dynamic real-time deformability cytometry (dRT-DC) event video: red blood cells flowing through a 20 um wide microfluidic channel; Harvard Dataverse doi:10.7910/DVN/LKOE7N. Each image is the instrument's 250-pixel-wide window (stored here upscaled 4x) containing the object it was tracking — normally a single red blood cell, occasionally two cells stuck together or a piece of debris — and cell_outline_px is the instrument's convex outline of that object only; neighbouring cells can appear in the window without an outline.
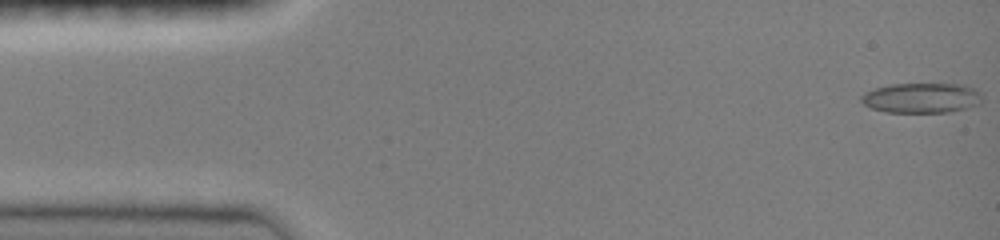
{"species": "common noctule bat (a hibernating species)", "species_latin": "Nyctalus noctula", "temperature_condition": "room temperature", "stored_images_in_passage": 47, "camera_frame_rate_fps": 3000, "um_per_image_px": 0.085, "animal": {"sex": "female", "body_mass_g": 19.0, "forearm_length_mm": 51.5}, "frame": {"image": 1, "passage_image": 1, "time_ms": 0.0, "image_size_px": [1000, 240], "cell_outline_px": [[980, 104], [968, 108], [948, 112], [884, 112], [872, 108], [864, 104], [860, 100], [860, 96], [864, 92], [876, 88], [892, 84], [964, 84], [980, 92]], "centroid_in_image_um": [78.32, 8.32], "position_along_channel_um": 6.7, "area_um2": 21.15}}
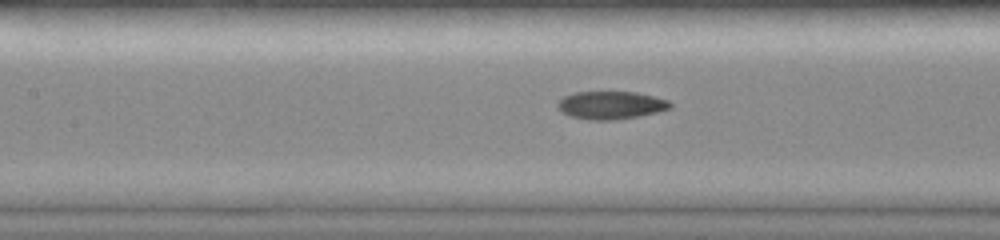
{"frame": {"image": 2, "passage_image": 21, "time_ms": 6.667, "image_size_px": [1000, 240], "cell_outline_px": [[672, 108], [640, 116], [616, 120], [592, 120], [572, 116], [560, 112], [556, 104], [564, 96], [576, 92], [636, 92], [668, 100], [672, 104]], "centroid_in_image_um": [51.93, 8.94], "position_along_channel_um": 155.5, "area_um2": 18.26}}
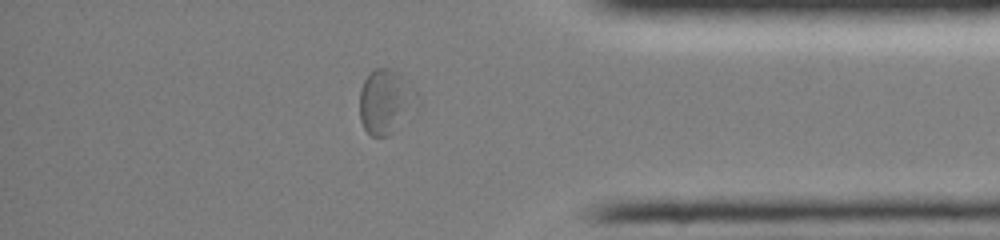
{"frame": {"image": 3, "passage_image": 40, "time_ms": 13.0, "image_size_px": [1000, 240], "cell_outline_px": [[420, 112], [388, 136], [372, 136], [364, 128], [360, 120], [360, 88], [364, 80], [376, 68], [392, 68], [400, 72], [416, 92], [420, 100]], "centroid_in_image_um": [32.89, 8.67], "position_along_channel_um": 402.3, "area_um2": 22.6}, "authors_computed_cell_mechanics": {"area_um2": 19.1896, "velocity_mm_per_s": 4.0539, "shape_relaxation_time_tau1_ms": 4.081, "shape_relaxation_time_tau2_ms": 3.7549, "deformation_change_tau1": 0.1459, "deformation_change_tau2": 0.0936}}